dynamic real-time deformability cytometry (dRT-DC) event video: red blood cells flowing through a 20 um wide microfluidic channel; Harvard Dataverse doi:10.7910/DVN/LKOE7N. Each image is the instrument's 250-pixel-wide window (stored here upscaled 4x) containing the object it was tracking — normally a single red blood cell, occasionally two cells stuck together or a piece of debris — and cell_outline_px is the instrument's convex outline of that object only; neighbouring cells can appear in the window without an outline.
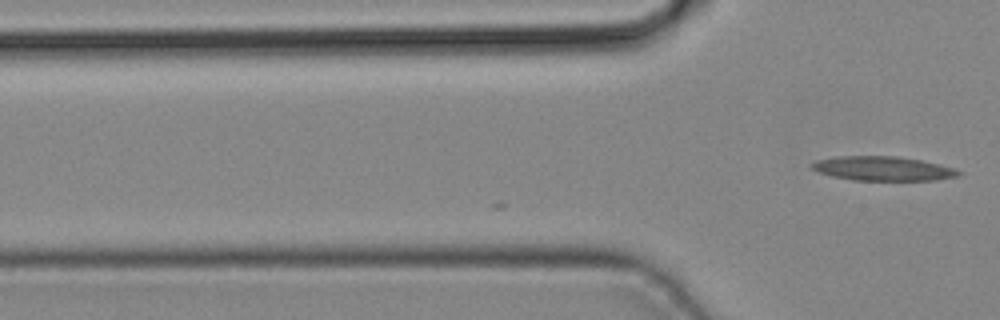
{"species": "common noctule bat (a hibernating species)", "species_latin": "Nyctalus noctula", "temperature_condition": "cold", "stored_images_in_passage": 2, "camera_frame_rate_fps": 3000, "um_per_image_px": 0.085, "animal": {"sex": "male", "body_mass_g": 19.2, "forearm_length_mm": 51.8}, "frame": {"image": 1, "passage_image": 2, "time_ms": 0.333, "image_size_px": [1000, 320], "cell_outline_px": [[960, 176], [936, 180], [852, 180], [832, 176], [820, 172], [812, 168], [808, 164], [816, 160], [836, 156], [896, 156], [920, 160], [940, 164], [956, 168], [960, 172]], "centroid_in_image_um": [75.05, 14.32], "position_along_channel_um": 50.8, "area_um2": 20.81}}